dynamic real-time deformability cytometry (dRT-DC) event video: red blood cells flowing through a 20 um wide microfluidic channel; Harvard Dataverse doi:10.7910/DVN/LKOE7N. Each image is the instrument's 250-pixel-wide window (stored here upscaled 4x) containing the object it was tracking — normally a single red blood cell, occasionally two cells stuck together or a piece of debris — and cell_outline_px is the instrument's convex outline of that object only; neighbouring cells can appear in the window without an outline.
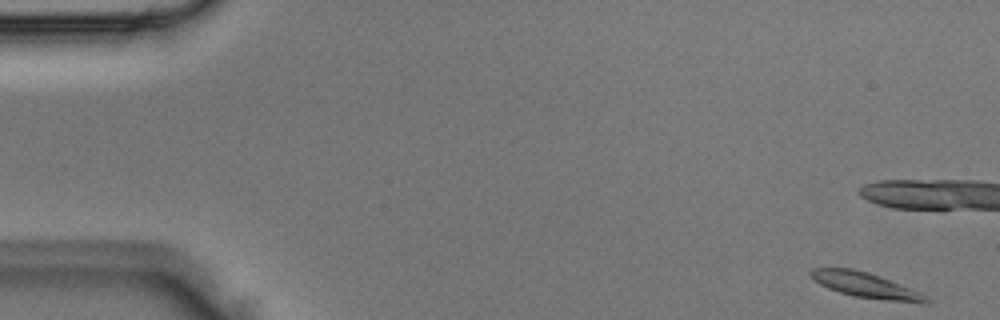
{"species": "Egyptian fruit bat (a non-hibernating species)", "species_latin": "Rousettus aegyptiacus", "temperature_condition": "room temperature", "stored_images_in_passage": 4, "segment_of_instrument_passage": [2, 2], "camera_frame_rate_fps": 3000, "um_per_image_px": 0.085, "animal": {"sex": "male"}, "frame": {"image": 1, "passage_image": 4, "time_ms": 1.0, "image_size_px": [1000, 320], "cell_outline_px": [[932, 300], [928, 304], [924, 304], [888, 300], [856, 296], [840, 292], [828, 288], [812, 280], [808, 276], [808, 272], [812, 268], [852, 268], [868, 272], [920, 292]], "centroid_in_image_um": [73.56, 24.24], "position_along_channel_um": 11.4, "area_um2": 16.88}}